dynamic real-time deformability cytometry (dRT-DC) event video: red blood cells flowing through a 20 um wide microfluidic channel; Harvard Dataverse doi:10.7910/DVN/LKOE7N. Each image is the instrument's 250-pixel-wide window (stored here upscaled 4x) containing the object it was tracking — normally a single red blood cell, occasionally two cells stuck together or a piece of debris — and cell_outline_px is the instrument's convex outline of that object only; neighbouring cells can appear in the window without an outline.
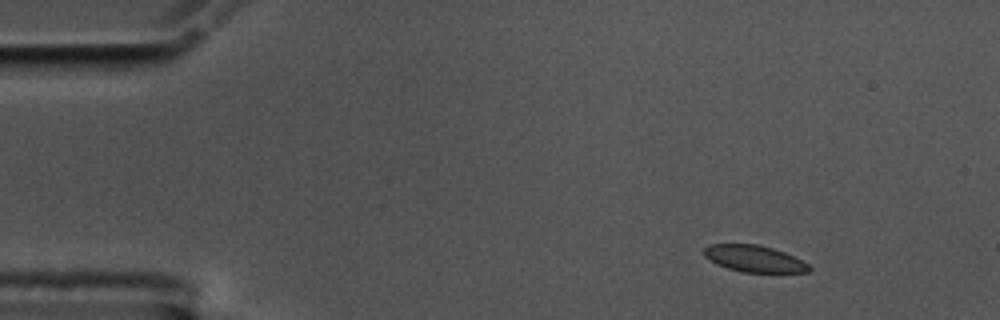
{"species": "common noctule bat (a hibernating species)", "species_latin": "Nyctalus noctula", "temperature_condition": "cold", "stored_images_in_passage": 51, "camera_frame_rate_fps": 3000, "um_per_image_px": 0.085, "animal": {"sex": "male", "body_mass_g": 17.5, "forearm_length_mm": 52.3}, "frame": {"image": 1, "passage_image": 1, "time_ms": 0.0, "image_size_px": [1000, 320], "cell_outline_px": [[812, 268], [808, 272], [740, 272], [716, 264], [704, 256], [704, 248], [708, 244], [756, 244], [772, 248], [784, 252], [808, 264]], "centroid_in_image_um": [64.07, 21.99], "position_along_channel_um": 20.9, "area_um2": 16.18}}
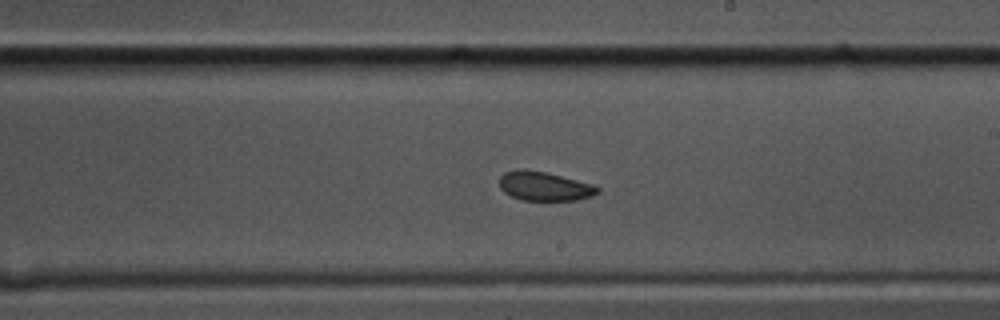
{"frame": {"image": 2, "passage_image": 27, "time_ms": 8.667, "image_size_px": [1000, 320], "cell_outline_px": [[600, 192], [592, 196], [576, 200], [520, 200], [504, 192], [500, 188], [500, 176], [504, 172], [544, 172], [592, 184], [600, 188]], "centroid_in_image_um": [46.32, 15.88], "position_along_channel_um": 242.7, "area_um2": 15.95}}
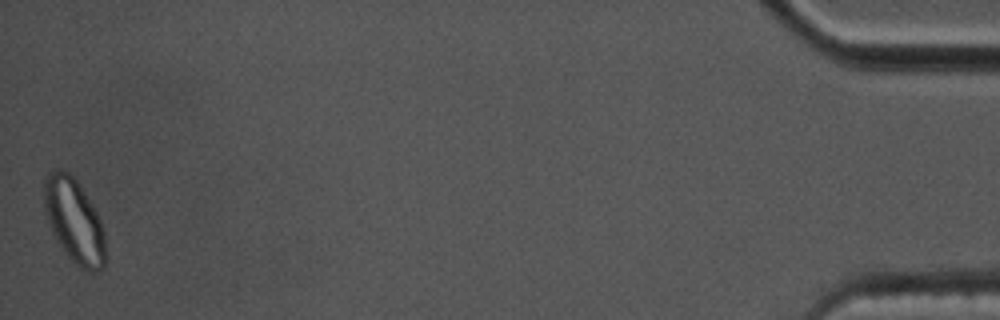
{"frame": {"image": 3, "passage_image": 51, "time_ms": 16.667, "image_size_px": [1000, 320], "cell_outline_px": [[104, 268], [96, 272], [92, 272], [80, 268], [64, 252], [56, 240], [48, 224], [44, 212], [44, 180], [56, 168], [64, 168], [76, 180], [96, 212], [100, 220], [104, 232]], "centroid_in_image_um": [6.28, 18.78], "position_along_channel_um": 428.9, "area_um2": 29.88}, "authors_computed_cell_mechanics": {"area_um2": 17.629, "velocity_mm_per_s": 3.5112, "shape_relaxation_time_tau1_ms": null, "shape_relaxation_time_tau2_ms": 1.7042, "deformation_change_tau1": null, "deformation_change_tau2": 0.0561}}